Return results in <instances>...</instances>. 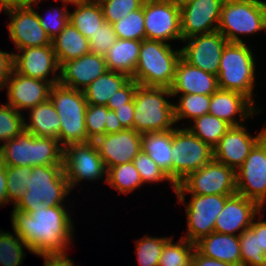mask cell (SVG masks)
Segmentation results:
<instances>
[{
    "label": "cell",
    "instance_id": "41",
    "mask_svg": "<svg viewBox=\"0 0 266 266\" xmlns=\"http://www.w3.org/2000/svg\"><path fill=\"white\" fill-rule=\"evenodd\" d=\"M24 117V113L16 111L9 104H0V145L25 130Z\"/></svg>",
    "mask_w": 266,
    "mask_h": 266
},
{
    "label": "cell",
    "instance_id": "56",
    "mask_svg": "<svg viewBox=\"0 0 266 266\" xmlns=\"http://www.w3.org/2000/svg\"><path fill=\"white\" fill-rule=\"evenodd\" d=\"M25 2H28V0H0V13L6 7L18 5Z\"/></svg>",
    "mask_w": 266,
    "mask_h": 266
},
{
    "label": "cell",
    "instance_id": "43",
    "mask_svg": "<svg viewBox=\"0 0 266 266\" xmlns=\"http://www.w3.org/2000/svg\"><path fill=\"white\" fill-rule=\"evenodd\" d=\"M133 163L135 168L141 176L143 185L149 183L159 184L163 182H169L173 192L176 190V185L170 179V177L150 158V156L141 151L134 159Z\"/></svg>",
    "mask_w": 266,
    "mask_h": 266
},
{
    "label": "cell",
    "instance_id": "46",
    "mask_svg": "<svg viewBox=\"0 0 266 266\" xmlns=\"http://www.w3.org/2000/svg\"><path fill=\"white\" fill-rule=\"evenodd\" d=\"M145 0H103L100 3L104 19L114 24L129 13L140 9Z\"/></svg>",
    "mask_w": 266,
    "mask_h": 266
},
{
    "label": "cell",
    "instance_id": "31",
    "mask_svg": "<svg viewBox=\"0 0 266 266\" xmlns=\"http://www.w3.org/2000/svg\"><path fill=\"white\" fill-rule=\"evenodd\" d=\"M172 130L142 134V151L172 180Z\"/></svg>",
    "mask_w": 266,
    "mask_h": 266
},
{
    "label": "cell",
    "instance_id": "14",
    "mask_svg": "<svg viewBox=\"0 0 266 266\" xmlns=\"http://www.w3.org/2000/svg\"><path fill=\"white\" fill-rule=\"evenodd\" d=\"M145 39L166 43L182 42L180 29V5L173 0H145Z\"/></svg>",
    "mask_w": 266,
    "mask_h": 266
},
{
    "label": "cell",
    "instance_id": "26",
    "mask_svg": "<svg viewBox=\"0 0 266 266\" xmlns=\"http://www.w3.org/2000/svg\"><path fill=\"white\" fill-rule=\"evenodd\" d=\"M195 248L207 257L242 266L239 236L212 232L195 243Z\"/></svg>",
    "mask_w": 266,
    "mask_h": 266
},
{
    "label": "cell",
    "instance_id": "18",
    "mask_svg": "<svg viewBox=\"0 0 266 266\" xmlns=\"http://www.w3.org/2000/svg\"><path fill=\"white\" fill-rule=\"evenodd\" d=\"M14 51V71L27 77L59 82L60 65L52 45L23 48ZM52 76V77H51Z\"/></svg>",
    "mask_w": 266,
    "mask_h": 266
},
{
    "label": "cell",
    "instance_id": "36",
    "mask_svg": "<svg viewBox=\"0 0 266 266\" xmlns=\"http://www.w3.org/2000/svg\"><path fill=\"white\" fill-rule=\"evenodd\" d=\"M29 246L18 234L0 229V266H21ZM24 258V259H23Z\"/></svg>",
    "mask_w": 266,
    "mask_h": 266
},
{
    "label": "cell",
    "instance_id": "23",
    "mask_svg": "<svg viewBox=\"0 0 266 266\" xmlns=\"http://www.w3.org/2000/svg\"><path fill=\"white\" fill-rule=\"evenodd\" d=\"M261 112L262 108H258L243 94L218 89L211 95L208 114L226 121L231 126H240Z\"/></svg>",
    "mask_w": 266,
    "mask_h": 266
},
{
    "label": "cell",
    "instance_id": "59",
    "mask_svg": "<svg viewBox=\"0 0 266 266\" xmlns=\"http://www.w3.org/2000/svg\"><path fill=\"white\" fill-rule=\"evenodd\" d=\"M91 1H95V2H101V1H103V0H91Z\"/></svg>",
    "mask_w": 266,
    "mask_h": 266
},
{
    "label": "cell",
    "instance_id": "58",
    "mask_svg": "<svg viewBox=\"0 0 266 266\" xmlns=\"http://www.w3.org/2000/svg\"><path fill=\"white\" fill-rule=\"evenodd\" d=\"M2 162L1 160V145H0V163Z\"/></svg>",
    "mask_w": 266,
    "mask_h": 266
},
{
    "label": "cell",
    "instance_id": "2",
    "mask_svg": "<svg viewBox=\"0 0 266 266\" xmlns=\"http://www.w3.org/2000/svg\"><path fill=\"white\" fill-rule=\"evenodd\" d=\"M252 48L247 42H228L220 59L217 80L219 89L241 93L259 108L254 99L258 62Z\"/></svg>",
    "mask_w": 266,
    "mask_h": 266
},
{
    "label": "cell",
    "instance_id": "32",
    "mask_svg": "<svg viewBox=\"0 0 266 266\" xmlns=\"http://www.w3.org/2000/svg\"><path fill=\"white\" fill-rule=\"evenodd\" d=\"M130 79L127 74L107 70L83 90L87 104L106 106L109 98Z\"/></svg>",
    "mask_w": 266,
    "mask_h": 266
},
{
    "label": "cell",
    "instance_id": "28",
    "mask_svg": "<svg viewBox=\"0 0 266 266\" xmlns=\"http://www.w3.org/2000/svg\"><path fill=\"white\" fill-rule=\"evenodd\" d=\"M74 10L69 12V22L88 40L95 35L106 21L99 2L72 0Z\"/></svg>",
    "mask_w": 266,
    "mask_h": 266
},
{
    "label": "cell",
    "instance_id": "8",
    "mask_svg": "<svg viewBox=\"0 0 266 266\" xmlns=\"http://www.w3.org/2000/svg\"><path fill=\"white\" fill-rule=\"evenodd\" d=\"M49 99L60 117V145L64 148L70 144L87 143L84 92L57 83L52 85Z\"/></svg>",
    "mask_w": 266,
    "mask_h": 266
},
{
    "label": "cell",
    "instance_id": "37",
    "mask_svg": "<svg viewBox=\"0 0 266 266\" xmlns=\"http://www.w3.org/2000/svg\"><path fill=\"white\" fill-rule=\"evenodd\" d=\"M172 237L164 246L158 266H191L195 244L180 237Z\"/></svg>",
    "mask_w": 266,
    "mask_h": 266
},
{
    "label": "cell",
    "instance_id": "38",
    "mask_svg": "<svg viewBox=\"0 0 266 266\" xmlns=\"http://www.w3.org/2000/svg\"><path fill=\"white\" fill-rule=\"evenodd\" d=\"M172 237L174 236L152 237L146 234L137 239L135 254L139 266H158L163 248Z\"/></svg>",
    "mask_w": 266,
    "mask_h": 266
},
{
    "label": "cell",
    "instance_id": "3",
    "mask_svg": "<svg viewBox=\"0 0 266 266\" xmlns=\"http://www.w3.org/2000/svg\"><path fill=\"white\" fill-rule=\"evenodd\" d=\"M170 98V88L139 84L134 96L133 129L144 134L176 128L174 104Z\"/></svg>",
    "mask_w": 266,
    "mask_h": 266
},
{
    "label": "cell",
    "instance_id": "16",
    "mask_svg": "<svg viewBox=\"0 0 266 266\" xmlns=\"http://www.w3.org/2000/svg\"><path fill=\"white\" fill-rule=\"evenodd\" d=\"M225 0H184L180 5L182 41L217 31Z\"/></svg>",
    "mask_w": 266,
    "mask_h": 266
},
{
    "label": "cell",
    "instance_id": "35",
    "mask_svg": "<svg viewBox=\"0 0 266 266\" xmlns=\"http://www.w3.org/2000/svg\"><path fill=\"white\" fill-rule=\"evenodd\" d=\"M107 186L120 194L128 195L143 185L141 176L133 162L119 164L107 169Z\"/></svg>",
    "mask_w": 266,
    "mask_h": 266
},
{
    "label": "cell",
    "instance_id": "7",
    "mask_svg": "<svg viewBox=\"0 0 266 266\" xmlns=\"http://www.w3.org/2000/svg\"><path fill=\"white\" fill-rule=\"evenodd\" d=\"M217 31L228 42L248 43L245 36L266 31V0H225Z\"/></svg>",
    "mask_w": 266,
    "mask_h": 266
},
{
    "label": "cell",
    "instance_id": "22",
    "mask_svg": "<svg viewBox=\"0 0 266 266\" xmlns=\"http://www.w3.org/2000/svg\"><path fill=\"white\" fill-rule=\"evenodd\" d=\"M262 210L257 202L235 193L226 199L224 209L216 219L214 232L239 236L250 228Z\"/></svg>",
    "mask_w": 266,
    "mask_h": 266
},
{
    "label": "cell",
    "instance_id": "34",
    "mask_svg": "<svg viewBox=\"0 0 266 266\" xmlns=\"http://www.w3.org/2000/svg\"><path fill=\"white\" fill-rule=\"evenodd\" d=\"M185 127L204 143L214 148L223 135L230 129L231 125L220 118L206 114L194 119L189 125L187 123Z\"/></svg>",
    "mask_w": 266,
    "mask_h": 266
},
{
    "label": "cell",
    "instance_id": "49",
    "mask_svg": "<svg viewBox=\"0 0 266 266\" xmlns=\"http://www.w3.org/2000/svg\"><path fill=\"white\" fill-rule=\"evenodd\" d=\"M13 61V52L10 53L0 49V91H2L4 84L14 70Z\"/></svg>",
    "mask_w": 266,
    "mask_h": 266
},
{
    "label": "cell",
    "instance_id": "44",
    "mask_svg": "<svg viewBox=\"0 0 266 266\" xmlns=\"http://www.w3.org/2000/svg\"><path fill=\"white\" fill-rule=\"evenodd\" d=\"M242 266H260L266 262L263 249L259 248L258 232L250 229L239 235Z\"/></svg>",
    "mask_w": 266,
    "mask_h": 266
},
{
    "label": "cell",
    "instance_id": "55",
    "mask_svg": "<svg viewBox=\"0 0 266 266\" xmlns=\"http://www.w3.org/2000/svg\"><path fill=\"white\" fill-rule=\"evenodd\" d=\"M7 173H6V165L2 162L0 163V207H4L7 205Z\"/></svg>",
    "mask_w": 266,
    "mask_h": 266
},
{
    "label": "cell",
    "instance_id": "5",
    "mask_svg": "<svg viewBox=\"0 0 266 266\" xmlns=\"http://www.w3.org/2000/svg\"><path fill=\"white\" fill-rule=\"evenodd\" d=\"M26 188L27 193L13 206L25 213L35 211L41 203L48 207L69 204L67 198L72 192L63 165L33 166Z\"/></svg>",
    "mask_w": 266,
    "mask_h": 266
},
{
    "label": "cell",
    "instance_id": "45",
    "mask_svg": "<svg viewBox=\"0 0 266 266\" xmlns=\"http://www.w3.org/2000/svg\"><path fill=\"white\" fill-rule=\"evenodd\" d=\"M105 124H108V107L87 104L85 113L87 142L94 141L98 136L104 135Z\"/></svg>",
    "mask_w": 266,
    "mask_h": 266
},
{
    "label": "cell",
    "instance_id": "39",
    "mask_svg": "<svg viewBox=\"0 0 266 266\" xmlns=\"http://www.w3.org/2000/svg\"><path fill=\"white\" fill-rule=\"evenodd\" d=\"M56 1H61L63 7L58 5L55 8L49 7L50 9H46V13L43 15H41L39 11L37 12L41 26L51 40L58 36L64 30L65 25L69 22V7L72 2V0Z\"/></svg>",
    "mask_w": 266,
    "mask_h": 266
},
{
    "label": "cell",
    "instance_id": "29",
    "mask_svg": "<svg viewBox=\"0 0 266 266\" xmlns=\"http://www.w3.org/2000/svg\"><path fill=\"white\" fill-rule=\"evenodd\" d=\"M141 41L117 39L104 56L107 69L127 74L130 78L135 73Z\"/></svg>",
    "mask_w": 266,
    "mask_h": 266
},
{
    "label": "cell",
    "instance_id": "42",
    "mask_svg": "<svg viewBox=\"0 0 266 266\" xmlns=\"http://www.w3.org/2000/svg\"><path fill=\"white\" fill-rule=\"evenodd\" d=\"M117 38L142 41L145 39V19L143 5L140 9L129 13L126 17L112 24Z\"/></svg>",
    "mask_w": 266,
    "mask_h": 266
},
{
    "label": "cell",
    "instance_id": "27",
    "mask_svg": "<svg viewBox=\"0 0 266 266\" xmlns=\"http://www.w3.org/2000/svg\"><path fill=\"white\" fill-rule=\"evenodd\" d=\"M25 131L34 136L50 137L59 141L60 117L50 99L27 111Z\"/></svg>",
    "mask_w": 266,
    "mask_h": 266
},
{
    "label": "cell",
    "instance_id": "51",
    "mask_svg": "<svg viewBox=\"0 0 266 266\" xmlns=\"http://www.w3.org/2000/svg\"><path fill=\"white\" fill-rule=\"evenodd\" d=\"M265 209L253 220L250 230L252 232H258L259 248L263 249L266 255V220H265Z\"/></svg>",
    "mask_w": 266,
    "mask_h": 266
},
{
    "label": "cell",
    "instance_id": "54",
    "mask_svg": "<svg viewBox=\"0 0 266 266\" xmlns=\"http://www.w3.org/2000/svg\"><path fill=\"white\" fill-rule=\"evenodd\" d=\"M124 130L114 110L108 108V124H105V134L117 133Z\"/></svg>",
    "mask_w": 266,
    "mask_h": 266
},
{
    "label": "cell",
    "instance_id": "53",
    "mask_svg": "<svg viewBox=\"0 0 266 266\" xmlns=\"http://www.w3.org/2000/svg\"><path fill=\"white\" fill-rule=\"evenodd\" d=\"M191 266H238L222 262L205 255H202L196 248L192 256V265Z\"/></svg>",
    "mask_w": 266,
    "mask_h": 266
},
{
    "label": "cell",
    "instance_id": "33",
    "mask_svg": "<svg viewBox=\"0 0 266 266\" xmlns=\"http://www.w3.org/2000/svg\"><path fill=\"white\" fill-rule=\"evenodd\" d=\"M174 97L178 99L173 103L177 126L181 125V127H185V123H183L185 122L184 120L191 122L209 112L211 95L172 94V99H174ZM181 121H183L182 124H180Z\"/></svg>",
    "mask_w": 266,
    "mask_h": 266
},
{
    "label": "cell",
    "instance_id": "11",
    "mask_svg": "<svg viewBox=\"0 0 266 266\" xmlns=\"http://www.w3.org/2000/svg\"><path fill=\"white\" fill-rule=\"evenodd\" d=\"M176 197L194 195H233L236 189V171L216 160L208 162L183 179L175 190Z\"/></svg>",
    "mask_w": 266,
    "mask_h": 266
},
{
    "label": "cell",
    "instance_id": "47",
    "mask_svg": "<svg viewBox=\"0 0 266 266\" xmlns=\"http://www.w3.org/2000/svg\"><path fill=\"white\" fill-rule=\"evenodd\" d=\"M117 35L112 24L105 22L98 32L89 40V49L91 53L105 56L109 48L117 40Z\"/></svg>",
    "mask_w": 266,
    "mask_h": 266
},
{
    "label": "cell",
    "instance_id": "4",
    "mask_svg": "<svg viewBox=\"0 0 266 266\" xmlns=\"http://www.w3.org/2000/svg\"><path fill=\"white\" fill-rule=\"evenodd\" d=\"M172 46L163 41L143 39L131 78L140 85L171 88L181 58V48Z\"/></svg>",
    "mask_w": 266,
    "mask_h": 266
},
{
    "label": "cell",
    "instance_id": "52",
    "mask_svg": "<svg viewBox=\"0 0 266 266\" xmlns=\"http://www.w3.org/2000/svg\"><path fill=\"white\" fill-rule=\"evenodd\" d=\"M68 253H48L39 255L44 258L43 266H76L74 259H71Z\"/></svg>",
    "mask_w": 266,
    "mask_h": 266
},
{
    "label": "cell",
    "instance_id": "40",
    "mask_svg": "<svg viewBox=\"0 0 266 266\" xmlns=\"http://www.w3.org/2000/svg\"><path fill=\"white\" fill-rule=\"evenodd\" d=\"M7 173V205H15L19 199L27 193L29 175L32 167L28 166H6Z\"/></svg>",
    "mask_w": 266,
    "mask_h": 266
},
{
    "label": "cell",
    "instance_id": "25",
    "mask_svg": "<svg viewBox=\"0 0 266 266\" xmlns=\"http://www.w3.org/2000/svg\"><path fill=\"white\" fill-rule=\"evenodd\" d=\"M170 89L172 94L212 95L219 88L216 75L192 66L181 57Z\"/></svg>",
    "mask_w": 266,
    "mask_h": 266
},
{
    "label": "cell",
    "instance_id": "21",
    "mask_svg": "<svg viewBox=\"0 0 266 266\" xmlns=\"http://www.w3.org/2000/svg\"><path fill=\"white\" fill-rule=\"evenodd\" d=\"M52 84L46 80L27 77L12 71L3 86L7 91V104L23 113L49 99Z\"/></svg>",
    "mask_w": 266,
    "mask_h": 266
},
{
    "label": "cell",
    "instance_id": "12",
    "mask_svg": "<svg viewBox=\"0 0 266 266\" xmlns=\"http://www.w3.org/2000/svg\"><path fill=\"white\" fill-rule=\"evenodd\" d=\"M63 169L71 191L78 188L81 182L95 184L98 180H104V183L107 181L106 166L93 141L65 146Z\"/></svg>",
    "mask_w": 266,
    "mask_h": 266
},
{
    "label": "cell",
    "instance_id": "10",
    "mask_svg": "<svg viewBox=\"0 0 266 266\" xmlns=\"http://www.w3.org/2000/svg\"><path fill=\"white\" fill-rule=\"evenodd\" d=\"M42 1L44 0H28L2 10L9 17L7 30L15 45L13 49L52 45V40L42 28L37 15L40 9L38 4Z\"/></svg>",
    "mask_w": 266,
    "mask_h": 266
},
{
    "label": "cell",
    "instance_id": "48",
    "mask_svg": "<svg viewBox=\"0 0 266 266\" xmlns=\"http://www.w3.org/2000/svg\"><path fill=\"white\" fill-rule=\"evenodd\" d=\"M139 84L130 79L123 87L115 92V95L111 96L107 102V107L111 110H115L118 107L125 106L126 103L134 100L135 92Z\"/></svg>",
    "mask_w": 266,
    "mask_h": 266
},
{
    "label": "cell",
    "instance_id": "6",
    "mask_svg": "<svg viewBox=\"0 0 266 266\" xmlns=\"http://www.w3.org/2000/svg\"><path fill=\"white\" fill-rule=\"evenodd\" d=\"M1 160L6 166L63 165V147L57 139L24 130L1 145Z\"/></svg>",
    "mask_w": 266,
    "mask_h": 266
},
{
    "label": "cell",
    "instance_id": "57",
    "mask_svg": "<svg viewBox=\"0 0 266 266\" xmlns=\"http://www.w3.org/2000/svg\"><path fill=\"white\" fill-rule=\"evenodd\" d=\"M173 1H175V2H177V3H180V2H182V1H184V0H173Z\"/></svg>",
    "mask_w": 266,
    "mask_h": 266
},
{
    "label": "cell",
    "instance_id": "13",
    "mask_svg": "<svg viewBox=\"0 0 266 266\" xmlns=\"http://www.w3.org/2000/svg\"><path fill=\"white\" fill-rule=\"evenodd\" d=\"M188 195L189 202L186 201V197H177L179 205H185L187 217V230L181 237L195 244L214 232L216 219L224 209L226 199L231 195Z\"/></svg>",
    "mask_w": 266,
    "mask_h": 266
},
{
    "label": "cell",
    "instance_id": "9",
    "mask_svg": "<svg viewBox=\"0 0 266 266\" xmlns=\"http://www.w3.org/2000/svg\"><path fill=\"white\" fill-rule=\"evenodd\" d=\"M172 181L178 185L190 173L214 159L213 148L186 127L172 130Z\"/></svg>",
    "mask_w": 266,
    "mask_h": 266
},
{
    "label": "cell",
    "instance_id": "20",
    "mask_svg": "<svg viewBox=\"0 0 266 266\" xmlns=\"http://www.w3.org/2000/svg\"><path fill=\"white\" fill-rule=\"evenodd\" d=\"M106 169L119 164L133 162L142 151V134L134 129L98 136L93 141Z\"/></svg>",
    "mask_w": 266,
    "mask_h": 266
},
{
    "label": "cell",
    "instance_id": "30",
    "mask_svg": "<svg viewBox=\"0 0 266 266\" xmlns=\"http://www.w3.org/2000/svg\"><path fill=\"white\" fill-rule=\"evenodd\" d=\"M53 50L59 65L65 61L80 58L90 52L89 40L70 22L64 30L52 40Z\"/></svg>",
    "mask_w": 266,
    "mask_h": 266
},
{
    "label": "cell",
    "instance_id": "17",
    "mask_svg": "<svg viewBox=\"0 0 266 266\" xmlns=\"http://www.w3.org/2000/svg\"><path fill=\"white\" fill-rule=\"evenodd\" d=\"M181 57L194 67L218 75L223 49L228 40L219 32L195 35L182 41Z\"/></svg>",
    "mask_w": 266,
    "mask_h": 266
},
{
    "label": "cell",
    "instance_id": "1",
    "mask_svg": "<svg viewBox=\"0 0 266 266\" xmlns=\"http://www.w3.org/2000/svg\"><path fill=\"white\" fill-rule=\"evenodd\" d=\"M68 208V204L48 207L41 203L28 213L12 209L11 228L29 246L30 254L66 253L76 239L75 222Z\"/></svg>",
    "mask_w": 266,
    "mask_h": 266
},
{
    "label": "cell",
    "instance_id": "24",
    "mask_svg": "<svg viewBox=\"0 0 266 266\" xmlns=\"http://www.w3.org/2000/svg\"><path fill=\"white\" fill-rule=\"evenodd\" d=\"M107 70L105 57L89 52L80 58L63 62L58 83L83 91Z\"/></svg>",
    "mask_w": 266,
    "mask_h": 266
},
{
    "label": "cell",
    "instance_id": "50",
    "mask_svg": "<svg viewBox=\"0 0 266 266\" xmlns=\"http://www.w3.org/2000/svg\"><path fill=\"white\" fill-rule=\"evenodd\" d=\"M114 112L124 129H133L134 100L126 103L125 106L116 108Z\"/></svg>",
    "mask_w": 266,
    "mask_h": 266
},
{
    "label": "cell",
    "instance_id": "15",
    "mask_svg": "<svg viewBox=\"0 0 266 266\" xmlns=\"http://www.w3.org/2000/svg\"><path fill=\"white\" fill-rule=\"evenodd\" d=\"M237 193L266 210V134L236 170Z\"/></svg>",
    "mask_w": 266,
    "mask_h": 266
},
{
    "label": "cell",
    "instance_id": "19",
    "mask_svg": "<svg viewBox=\"0 0 266 266\" xmlns=\"http://www.w3.org/2000/svg\"><path fill=\"white\" fill-rule=\"evenodd\" d=\"M248 129L247 124L231 126L213 148L214 160L236 171L243 164L254 145L266 134V126L254 136L248 132Z\"/></svg>",
    "mask_w": 266,
    "mask_h": 266
}]
</instances>
